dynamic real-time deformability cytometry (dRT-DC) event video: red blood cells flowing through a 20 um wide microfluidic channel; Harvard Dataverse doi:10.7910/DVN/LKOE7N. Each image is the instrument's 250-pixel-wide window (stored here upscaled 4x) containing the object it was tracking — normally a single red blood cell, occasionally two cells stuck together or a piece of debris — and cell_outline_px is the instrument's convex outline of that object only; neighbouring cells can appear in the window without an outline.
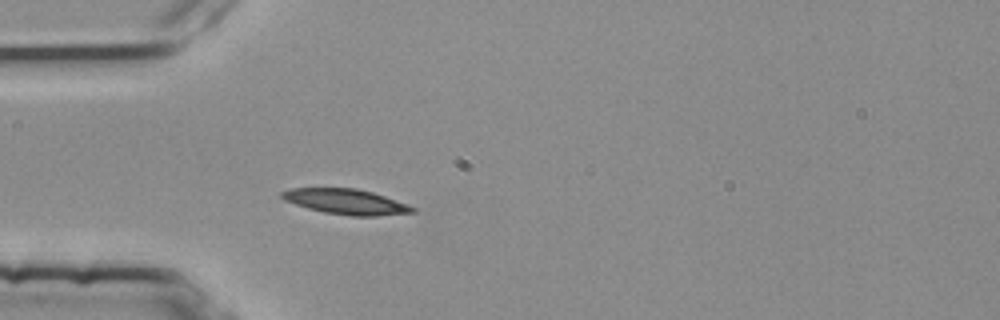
{"species": "common noctule bat (a hibernating species)", "species_latin": "Nyctalus noctula", "temperature_condition": "room temperature", "stored_images_in_passage": 3, "camera_frame_rate_fps": 3000, "um_per_image_px": 0.085, "animal": {"sex": "female", "body_mass_g": 25.1}, "frame": {"image": 1, "passage_image": 3, "time_ms": 0.667, "image_size_px": [1000, 320], "cell_outline_px": [[416, 212], [376, 216], [352, 216], [324, 212], [308, 208], [284, 200], [280, 196], [280, 192], [292, 188], [356, 188], [372, 192], [408, 204], [416, 208]], "centroid_in_image_um": [29.42, 17.14], "position_along_channel_um": 55.6, "area_um2": 19.19}}